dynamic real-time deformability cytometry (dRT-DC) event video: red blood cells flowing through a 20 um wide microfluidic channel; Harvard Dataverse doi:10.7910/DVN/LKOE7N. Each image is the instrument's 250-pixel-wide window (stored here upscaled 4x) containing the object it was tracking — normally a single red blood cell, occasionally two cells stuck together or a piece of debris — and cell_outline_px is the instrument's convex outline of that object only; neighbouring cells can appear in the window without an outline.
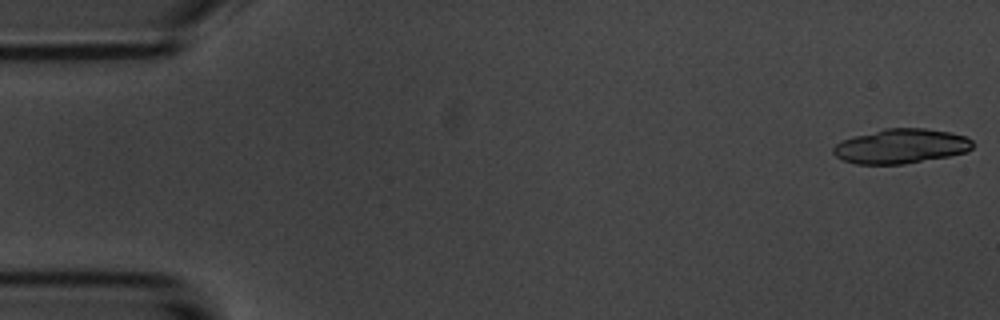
{"species": "common noctule bat (a hibernating species)", "species_latin": "Nyctalus noctula", "temperature_condition": "room temperature", "stored_images_in_passage": 25, "camera_frame_rate_fps": 3000, "um_per_image_px": 0.085, "animal": {"sex": "male", "body_mass_g": 20.1, "forearm_length_mm": 53.5}, "frame": {"image": 1, "passage_image": 1, "time_ms": 0.0, "image_size_px": [1000, 320], "cell_outline_px": [[976, 144], [968, 152], [948, 156], [904, 164], [856, 164], [844, 160], [836, 156], [832, 152], [832, 148], [836, 144], [844, 140], [856, 136], [884, 128], [924, 128], [948, 132], [964, 136], [972, 140]], "centroid_in_image_um": [76.61, 12.43], "position_along_channel_um": 8.4, "area_um2": 27.98}}
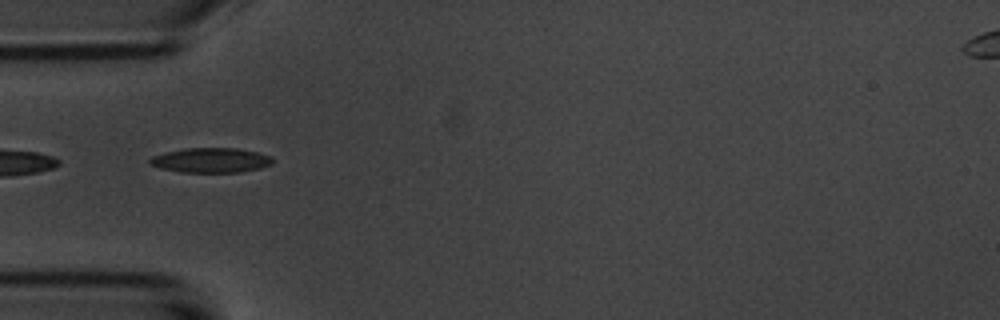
{"frame": {"image": 2, "passage_image": 17, "time_ms": 5.333, "image_size_px": [1000, 320], "cell_outline_px": [[272, 164], [260, 168], [240, 172], [180, 172], [160, 168], [148, 164], [148, 160], [152, 156], [164, 152], [184, 148], [236, 148], [256, 152], [272, 156]], "centroid_in_image_um": [17.88, 13.62], "position_along_channel_um": 67.1, "area_um2": 17.8}}